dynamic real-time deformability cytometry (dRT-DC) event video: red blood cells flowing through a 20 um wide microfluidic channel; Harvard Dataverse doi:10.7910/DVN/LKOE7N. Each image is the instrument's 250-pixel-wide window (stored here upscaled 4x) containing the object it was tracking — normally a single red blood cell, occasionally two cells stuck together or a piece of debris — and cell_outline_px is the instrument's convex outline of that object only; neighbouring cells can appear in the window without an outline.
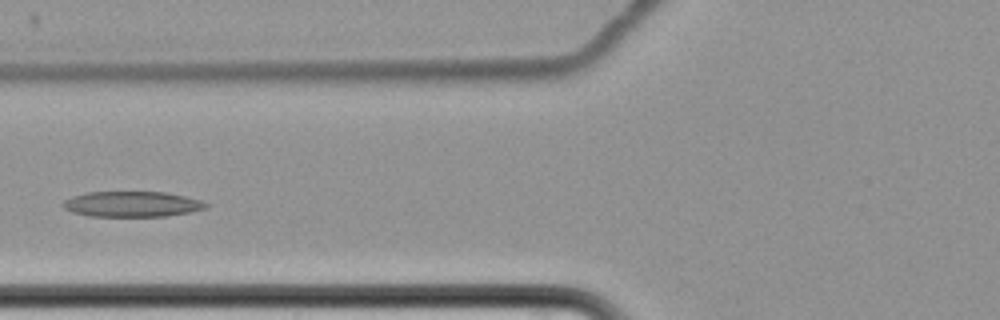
{"species": "common noctule bat (a hibernating species)", "species_latin": "Nyctalus noctula", "temperature_condition": "cold", "stored_images_in_passage": 7, "camera_frame_rate_fps": 3000, "um_per_image_px": 0.085, "animal": {"sex": "female", "body_mass_g": 22.7, "forearm_length_mm": 54.2}, "frame": {"image": 1, "passage_image": 7, "time_ms": 7.333, "image_size_px": [1000, 320], "cell_outline_px": [[208, 208], [188, 212], [164, 216], [88, 216], [72, 212], [64, 208], [60, 204], [64, 200], [72, 196], [88, 192], [164, 192], [184, 196], [200, 200], [208, 204]], "centroid_in_image_um": [11.18, 17.35], "position_along_channel_um": 114.6, "area_um2": 21.15}}